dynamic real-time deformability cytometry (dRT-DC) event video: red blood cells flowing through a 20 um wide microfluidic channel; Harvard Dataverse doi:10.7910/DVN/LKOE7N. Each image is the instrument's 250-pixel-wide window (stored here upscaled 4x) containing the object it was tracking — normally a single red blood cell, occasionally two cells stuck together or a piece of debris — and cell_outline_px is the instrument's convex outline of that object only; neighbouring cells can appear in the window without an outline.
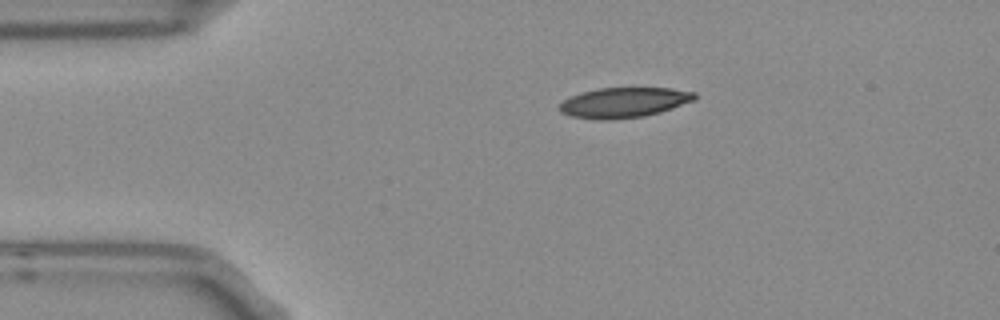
{"species": "Egyptian fruit bat (a non-hibernating species)", "species_latin": "Rousettus aegyptiacus", "temperature_condition": "room temperature", "stored_images_in_passage": 2, "camera_frame_rate_fps": 3000, "um_per_image_px": 0.085, "frame": {"image": 1, "passage_image": 1, "time_ms": 0.0, "image_size_px": [1000, 320], "cell_outline_px": [[696, 100], [660, 112], [644, 116], [608, 120], [600, 120], [572, 116], [560, 112], [560, 104], [568, 96], [580, 92], [600, 88], [672, 88], [696, 92]], "centroid_in_image_um": [53.04, 8.71], "position_along_channel_um": 32.0, "area_um2": 23.81}}